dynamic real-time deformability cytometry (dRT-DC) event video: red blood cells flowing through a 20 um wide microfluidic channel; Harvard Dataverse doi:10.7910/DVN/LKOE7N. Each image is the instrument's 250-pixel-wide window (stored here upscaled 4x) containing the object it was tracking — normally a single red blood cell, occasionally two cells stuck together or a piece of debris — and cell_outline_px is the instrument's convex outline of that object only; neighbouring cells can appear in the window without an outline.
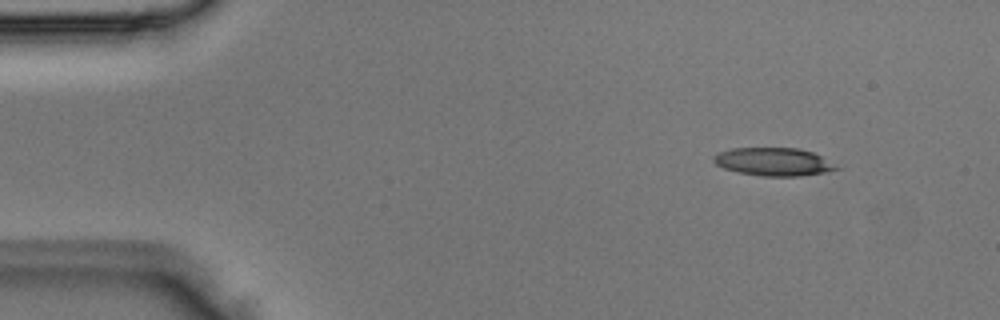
{"species": "Egyptian fruit bat (a non-hibernating species)", "species_latin": "Rousettus aegyptiacus", "temperature_condition": "room temperature", "stored_images_in_passage": 3, "camera_frame_rate_fps": 3000, "um_per_image_px": 0.085, "animal": {"sex": "male"}, "frame": {"image": 1, "passage_image": 1, "time_ms": 0.0, "image_size_px": [1000, 320], "cell_outline_px": [[840, 168], [828, 172], [800, 176], [764, 176], [740, 172], [724, 168], [716, 164], [712, 160], [712, 156], [720, 152], [732, 148], [800, 148], [812, 152], [820, 156]], "centroid_in_image_um": [65.74, 13.75], "position_along_channel_um": 19.3, "area_um2": 19.88}}